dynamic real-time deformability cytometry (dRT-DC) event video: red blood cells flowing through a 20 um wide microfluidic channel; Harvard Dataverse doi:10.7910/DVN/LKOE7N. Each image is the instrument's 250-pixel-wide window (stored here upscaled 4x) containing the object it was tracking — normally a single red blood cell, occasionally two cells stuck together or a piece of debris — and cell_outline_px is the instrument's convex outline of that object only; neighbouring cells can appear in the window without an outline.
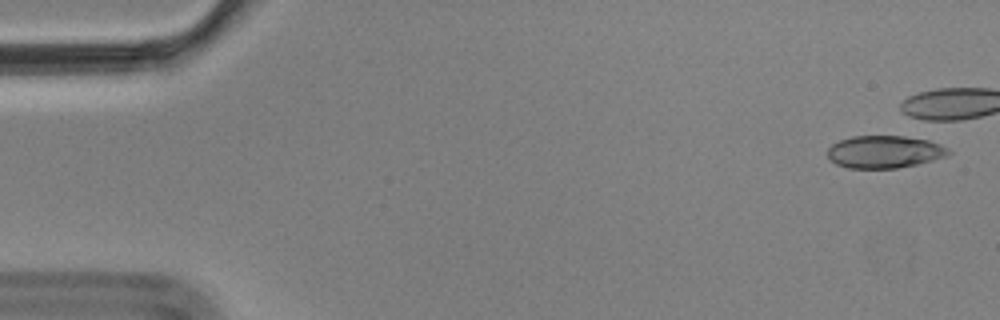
{"species": "Egyptian fruit bat (a non-hibernating species)", "species_latin": "Rousettus aegyptiacus", "temperature_condition": "cold", "stored_images_in_passage": 4, "camera_frame_rate_fps": 3000, "um_per_image_px": 0.085, "animal": {"sex": "male"}, "frame": {"image": 1, "passage_image": 1, "time_ms": 0.0, "image_size_px": [1000, 320], "cell_outline_px": [[952, 152], [944, 156], [932, 160], [916, 164], [896, 168], [848, 168], [836, 164], [828, 156], [828, 148], [832, 144], [840, 140], [852, 136], [904, 136], [928, 140], [940, 144], [948, 148]], "centroid_in_image_um": [75.17, 12.9], "position_along_channel_um": 9.8, "area_um2": 22.72}}